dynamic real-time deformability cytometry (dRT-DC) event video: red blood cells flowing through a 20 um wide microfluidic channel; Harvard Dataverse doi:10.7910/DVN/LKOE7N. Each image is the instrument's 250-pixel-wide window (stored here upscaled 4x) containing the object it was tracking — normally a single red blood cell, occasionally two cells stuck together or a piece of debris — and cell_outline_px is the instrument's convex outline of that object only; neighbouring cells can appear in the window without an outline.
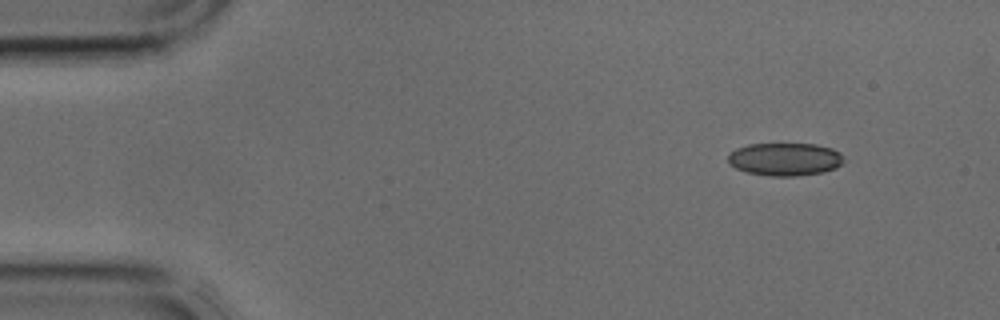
{"species": "common noctule bat (a hibernating species)", "species_latin": "Nyctalus noctula", "temperature_condition": "cold", "stored_images_in_passage": 3, "camera_frame_rate_fps": 3000, "um_per_image_px": 0.085, "animal": {"sex": "male", "body_mass_g": 17.9, "forearm_length_mm": 54.2}, "frame": {"image": 1, "passage_image": 1, "time_ms": 0.0, "image_size_px": [1000, 320], "cell_outline_px": [[844, 160], [836, 168], [824, 172], [796, 176], [772, 176], [748, 172], [736, 168], [728, 164], [728, 156], [736, 148], [748, 144], [816, 144], [832, 148], [840, 152]], "centroid_in_image_um": [66.73, 13.53], "position_along_channel_um": 18.3, "area_um2": 22.2}}
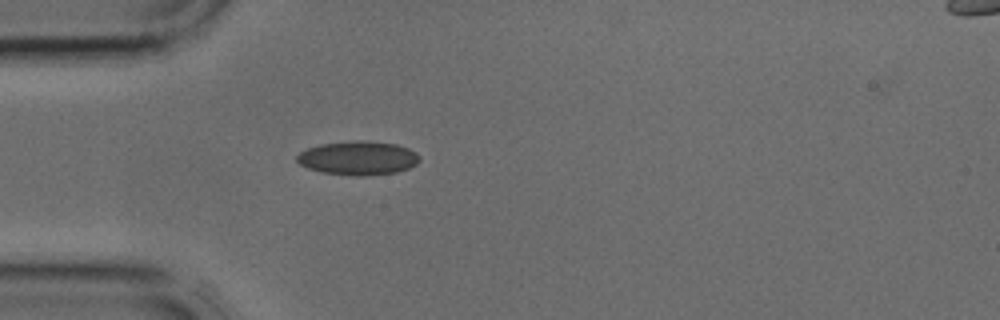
{"frame": {"image": 2, "passage_image": 3, "time_ms": 0.667, "image_size_px": [1000, 320], "cell_outline_px": [[420, 160], [416, 164], [408, 168], [396, 172], [364, 176], [356, 176], [320, 172], [308, 168], [300, 164], [296, 160], [296, 156], [300, 152], [308, 148], [320, 144], [352, 140], [364, 140], [396, 144], [408, 148], [416, 152], [420, 156]], "centroid_in_image_um": [30.43, 13.43], "position_along_channel_um": 54.6, "area_um2": 24.33}}